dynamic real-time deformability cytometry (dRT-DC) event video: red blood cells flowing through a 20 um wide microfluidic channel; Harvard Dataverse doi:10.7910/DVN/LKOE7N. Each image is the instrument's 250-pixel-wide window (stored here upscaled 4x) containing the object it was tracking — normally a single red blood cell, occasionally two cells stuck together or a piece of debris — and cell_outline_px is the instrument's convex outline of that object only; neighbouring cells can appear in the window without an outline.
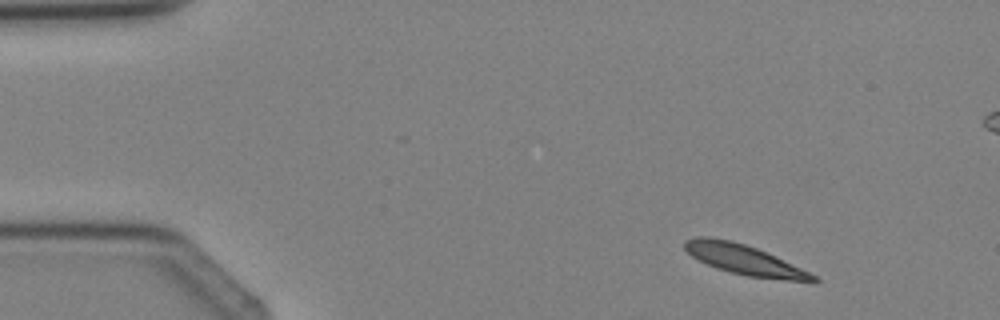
{"species": "Egyptian fruit bat (a non-hibernating species)", "species_latin": "Rousettus aegyptiacus", "temperature_condition": "cold", "stored_images_in_passage": 3, "camera_frame_rate_fps": 3000, "um_per_image_px": 0.085, "animal": {"sex": "female"}, "frame": {"image": 1, "passage_image": 1, "time_ms": 0.0, "image_size_px": [1000, 320], "cell_outline_px": [[820, 280], [816, 284], [748, 276], [716, 268], [692, 256], [684, 248], [684, 240], [696, 236], [708, 236], [732, 240], [756, 248], [800, 268], [816, 276]], "centroid_in_image_um": [63.3, 22.09], "position_along_channel_um": 21.7, "area_um2": 22.43}}